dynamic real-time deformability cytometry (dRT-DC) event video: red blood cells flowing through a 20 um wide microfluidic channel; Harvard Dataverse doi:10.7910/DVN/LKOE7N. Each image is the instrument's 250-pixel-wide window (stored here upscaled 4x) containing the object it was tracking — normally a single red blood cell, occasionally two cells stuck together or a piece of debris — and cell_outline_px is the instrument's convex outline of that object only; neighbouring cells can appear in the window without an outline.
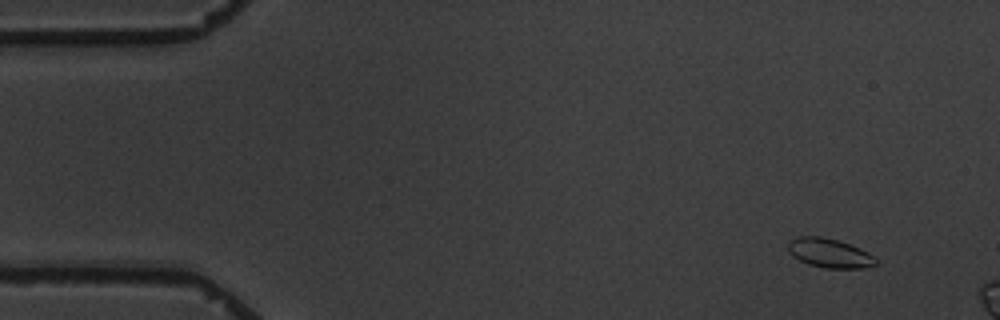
{"species": "common noctule bat (a hibernating species)", "species_latin": "Nyctalus noctula", "temperature_condition": "warm", "stored_images_in_passage": 3, "camera_frame_rate_fps": 3000, "um_per_image_px": 0.085, "animal": {"sex": "male", "body_mass_g": 19.5, "forearm_length_mm": 54.6}, "frame": {"image": 1, "passage_image": 1, "time_ms": 0.0, "image_size_px": [1000, 320], "cell_outline_px": [[876, 264], [860, 268], [824, 268], [808, 264], [792, 256], [788, 252], [788, 244], [796, 236], [820, 236], [836, 240], [848, 244], [868, 252], [876, 260]], "centroid_in_image_um": [70.45, 21.51], "position_along_channel_um": 14.5, "area_um2": 14.68}}